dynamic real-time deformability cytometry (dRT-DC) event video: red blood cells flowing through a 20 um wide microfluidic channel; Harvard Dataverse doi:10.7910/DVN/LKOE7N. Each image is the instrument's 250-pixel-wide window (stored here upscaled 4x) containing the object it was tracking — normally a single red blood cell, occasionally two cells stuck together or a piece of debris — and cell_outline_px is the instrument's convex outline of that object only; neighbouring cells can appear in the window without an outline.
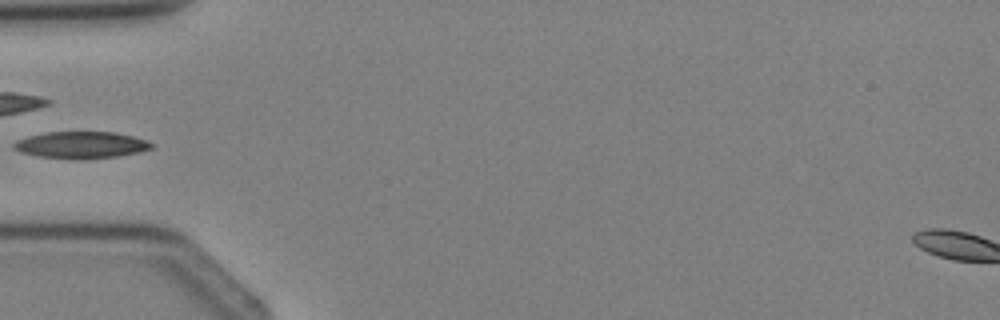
{"species": "Egyptian fruit bat (a non-hibernating species)", "species_latin": "Rousettus aegyptiacus", "temperature_condition": "cold", "stored_images_in_passage": 3, "camera_frame_rate_fps": 3000, "um_per_image_px": 0.085, "animal": {"sex": "female"}, "frame": {"image": 1, "passage_image": 3, "time_ms": 2.333, "image_size_px": [1000, 320], "cell_outline_px": [[152, 148], [140, 152], [116, 156], [80, 160], [72, 160], [36, 156], [20, 152], [12, 148], [12, 144], [16, 140], [28, 136], [44, 132], [116, 132], [132, 136], [144, 140], [152, 144]], "centroid_in_image_um": [6.82, 12.33], "position_along_channel_um": 78.2, "area_um2": 21.73}}